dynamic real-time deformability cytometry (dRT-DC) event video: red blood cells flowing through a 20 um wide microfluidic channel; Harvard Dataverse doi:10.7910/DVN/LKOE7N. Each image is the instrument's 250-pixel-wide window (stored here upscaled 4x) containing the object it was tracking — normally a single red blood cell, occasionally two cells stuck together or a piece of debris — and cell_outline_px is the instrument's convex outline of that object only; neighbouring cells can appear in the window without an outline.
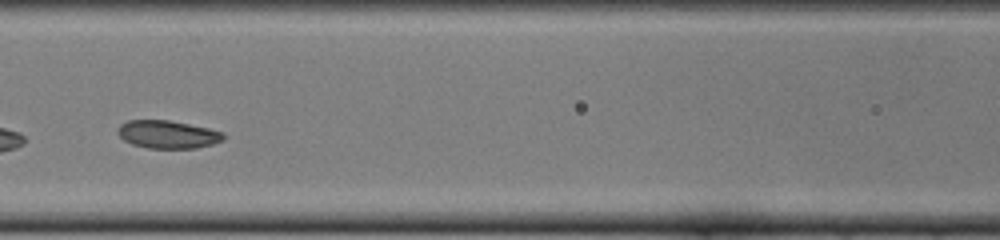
{"species": "common noctule bat (a hibernating species)", "species_latin": "Nyctalus noctula", "temperature_condition": "cold", "stored_images_in_passage": 32, "camera_frame_rate_fps": 3000, "um_per_image_px": 0.085, "animal": {"sex": "female", "body_mass_g": 22.0, "forearm_length_mm": 56.7}, "frame": {"image": 1, "passage_image": 14, "time_ms": 4.333, "image_size_px": [1000, 240], "cell_outline_px": [[224, 140], [212, 144], [196, 148], [148, 148], [132, 144], [124, 140], [116, 132], [120, 124], [128, 120], [168, 120], [208, 128], [224, 132]], "centroid_in_image_um": [14.25, 11.42], "position_along_channel_um": 152.4, "area_um2": 17.17}, "authors_computed_cell_mechanics": {"area_um2": 17.4556, "velocity_mm_per_s": 3.8461, "shape_relaxation_time_tau1_ms": 2.83, "shape_relaxation_time_tau2_ms": 6.6701, "deformation_change_tau1": 0.0521, "deformation_change_tau2": 0.1177}}